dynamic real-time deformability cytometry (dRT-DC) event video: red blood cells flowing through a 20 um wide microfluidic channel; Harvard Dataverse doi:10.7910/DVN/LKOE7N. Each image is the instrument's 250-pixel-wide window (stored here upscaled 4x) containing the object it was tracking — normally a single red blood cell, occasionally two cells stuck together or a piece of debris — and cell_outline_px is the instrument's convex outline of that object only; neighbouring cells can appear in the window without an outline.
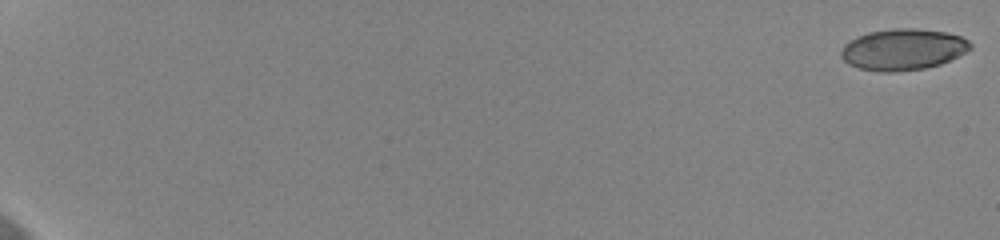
{"species": "human", "species_latin": "Homo sapiens", "temperature_condition": "cold", "stored_images_in_passage": 22, "camera_frame_rate_fps": 3000, "um_per_image_px": 0.085, "donor": {"sex": "female"}, "frame": {"image": 1, "passage_image": 1, "time_ms": 0.0, "image_size_px": [1000, 240], "cell_outline_px": [[972, 48], [940, 64], [924, 68], [892, 72], [880, 72], [860, 68], [848, 64], [840, 56], [840, 52], [844, 44], [848, 40], [856, 36], [868, 32], [892, 28], [916, 28], [944, 32], [960, 36], [968, 40], [972, 44]], "centroid_in_image_um": [76.7, 4.19], "position_along_channel_um": 8.3, "area_um2": 31.1}}
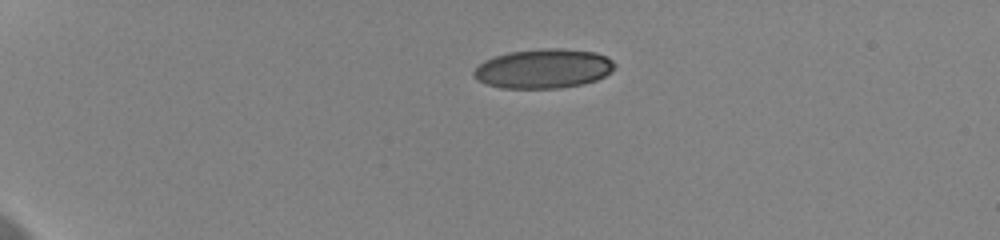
{"frame": {"image": 2, "passage_image": 14, "time_ms": 4.333, "image_size_px": [1000, 240], "cell_outline_px": [[616, 68], [612, 72], [596, 80], [584, 84], [560, 88], [500, 88], [476, 80], [472, 72], [484, 60], [508, 52], [544, 48], [564, 48], [596, 52], [608, 56], [616, 64]], "centroid_in_image_um": [46.24, 5.83], "position_along_channel_um": 38.8, "area_um2": 32.66}}